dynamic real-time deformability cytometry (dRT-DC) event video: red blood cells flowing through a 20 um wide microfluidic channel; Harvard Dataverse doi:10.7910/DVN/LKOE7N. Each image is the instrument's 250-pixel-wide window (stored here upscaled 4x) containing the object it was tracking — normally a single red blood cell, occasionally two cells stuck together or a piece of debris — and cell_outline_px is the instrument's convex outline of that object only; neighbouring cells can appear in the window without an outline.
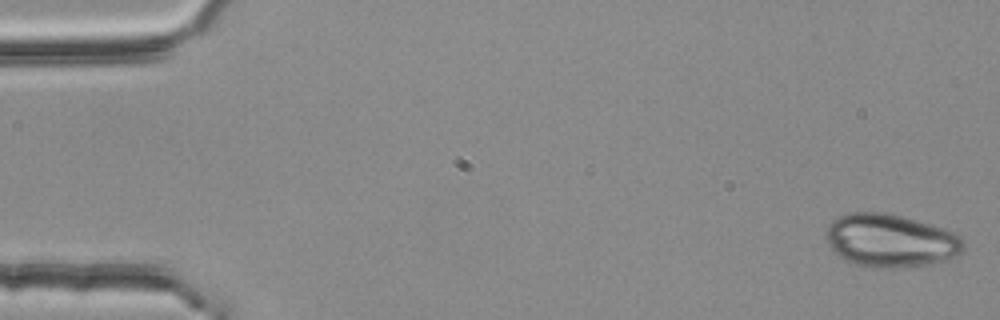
{"species": "common noctule bat (a hibernating species)", "species_latin": "Nyctalus noctula", "temperature_condition": "room temperature", "stored_images_in_passage": 52, "camera_frame_rate_fps": 3000, "um_per_image_px": 0.085, "animal": {"sex": "female", "body_mass_g": 25.1}, "frame": {"image": 1, "passage_image": 1, "time_ms": 0.0, "image_size_px": [1000, 320], "cell_outline_px": [[964, 252], [956, 256], [944, 260], [928, 264], [892, 268], [888, 268], [856, 264], [844, 260], [828, 244], [824, 236], [824, 232], [828, 224], [832, 220], [840, 216], [852, 212], [884, 212], [900, 216], [944, 228], [960, 236], [964, 240]], "centroid_in_image_um": [75.68, 20.44], "position_along_channel_um": 9.3, "area_um2": 42.37}}
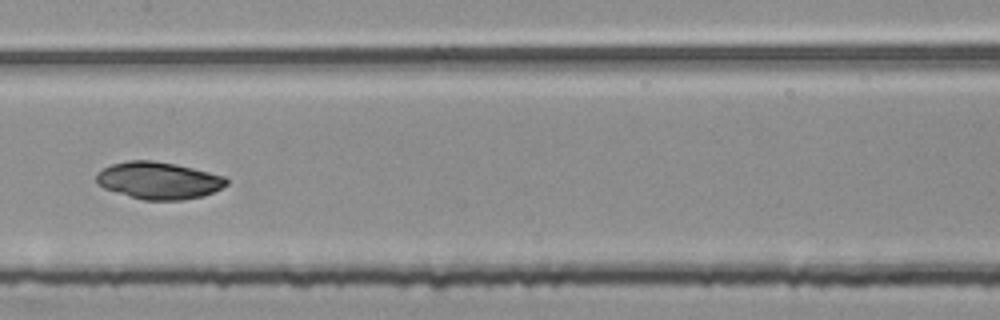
{"frame": {"image": 2, "passage_image": 27, "time_ms": 8.667, "image_size_px": [1000, 320], "cell_outline_px": [[228, 184], [204, 196], [184, 200], [144, 200], [116, 192], [104, 188], [96, 184], [96, 172], [112, 164], [128, 160], [152, 160], [176, 164], [224, 176], [228, 180]], "centroid_in_image_um": [13.46, 15.34], "position_along_channel_um": 193.9, "area_um2": 28.15}}
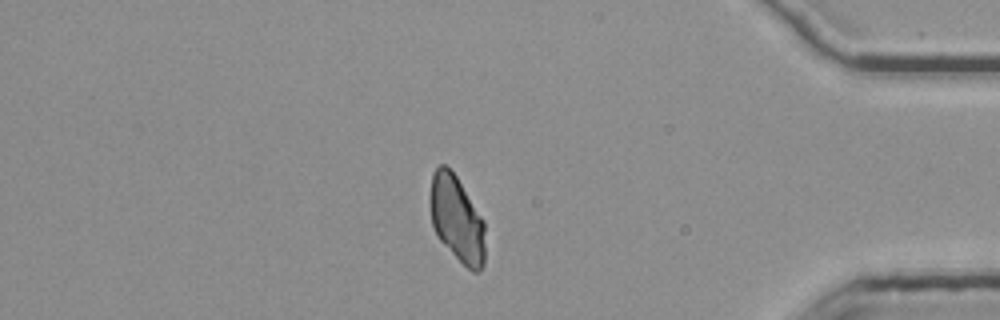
{"frame": {"image": 3, "passage_image": 46, "time_ms": 15.0, "image_size_px": [1000, 320], "cell_outline_px": [[484, 264], [476, 272], [472, 272], [440, 240], [432, 224], [428, 200], [428, 196], [432, 172], [440, 164], [444, 164], [456, 176], [484, 220]], "centroid_in_image_um": [38.79, 18.56], "position_along_channel_um": 396.4, "area_um2": 27.51}, "authors_computed_cell_mechanics": {"area_um2": 28.7844, "velocity_mm_per_s": 3.7611, "shape_relaxation_time_tau1_ms": 1.2413, "shape_relaxation_time_tau2_ms": null, "deformation_change_tau1": 0.0368, "deformation_change_tau2": null}}